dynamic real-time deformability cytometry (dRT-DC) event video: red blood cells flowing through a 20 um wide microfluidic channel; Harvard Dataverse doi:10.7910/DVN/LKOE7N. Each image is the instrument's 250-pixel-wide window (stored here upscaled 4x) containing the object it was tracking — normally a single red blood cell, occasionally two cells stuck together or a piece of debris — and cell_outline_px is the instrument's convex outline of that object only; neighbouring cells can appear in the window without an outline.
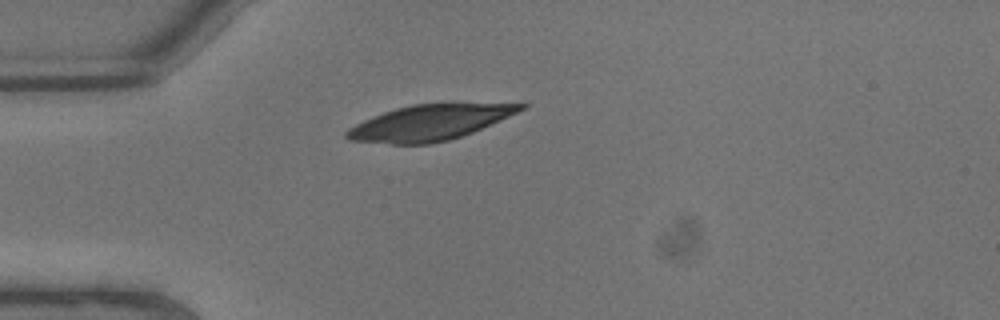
{"species": "common noctule bat (a hibernating species)", "species_latin": "Nyctalus noctula", "temperature_condition": "warm", "stored_images_in_passage": 3, "camera_frame_rate_fps": 3000, "um_per_image_px": 0.085, "animal": {"sex": "male", "body_mass_g": 13.3}, "frame": {"image": 1, "passage_image": 1, "time_ms": 0.0, "image_size_px": [1000, 320], "cell_outline_px": [[528, 104], [524, 108], [500, 120], [472, 132], [448, 140], [428, 144], [392, 144], [348, 140], [344, 136], [344, 132], [348, 128], [364, 120], [384, 112], [396, 108], [412, 104]], "centroid_in_image_um": [36.42, 10.44], "position_along_channel_um": 48.6, "area_um2": 35.2}}
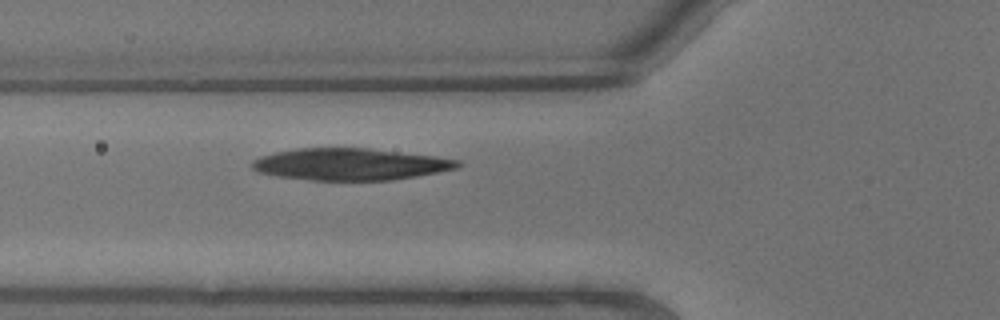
{"frame": {"image": 2, "passage_image": 3, "time_ms": 0.667, "image_size_px": [1000, 320], "cell_outline_px": [[464, 164], [460, 168], [440, 172], [392, 180], [312, 180], [276, 176], [256, 172], [252, 168], [252, 160], [260, 156], [276, 152], [296, 148], [368, 148], [436, 156], [460, 160]], "centroid_in_image_um": [29.8, 13.96], "position_along_channel_um": 96.0, "area_um2": 38.44}}